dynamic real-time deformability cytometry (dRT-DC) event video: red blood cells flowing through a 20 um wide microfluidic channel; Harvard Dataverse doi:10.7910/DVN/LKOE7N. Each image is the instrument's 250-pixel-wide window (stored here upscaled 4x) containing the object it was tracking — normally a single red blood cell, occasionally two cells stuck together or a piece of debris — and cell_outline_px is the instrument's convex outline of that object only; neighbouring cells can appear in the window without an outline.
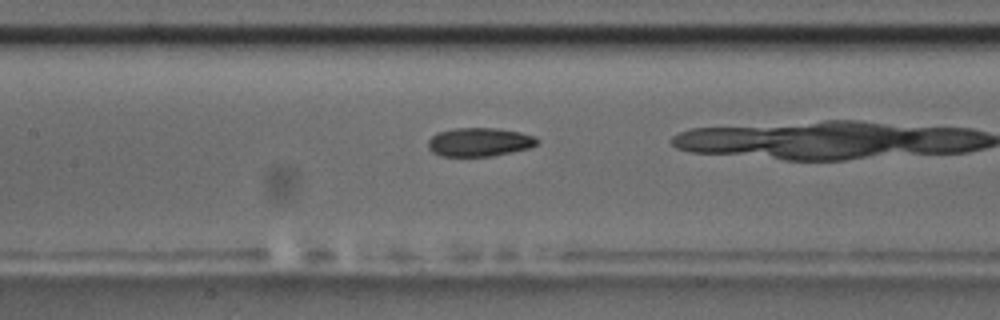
{"species": "common noctule bat (a hibernating species)", "species_latin": "Nyctalus noctula", "temperature_condition": "room temperature", "stored_images_in_passage": 37, "camera_frame_rate_fps": 3000, "um_per_image_px": 0.085, "animal": {"sex": "male", "body_mass_g": 17.5, "forearm_length_mm": 52.3}, "frame": {"image": 1, "passage_image": 22, "time_ms": 7.0, "image_size_px": [1000, 320], "cell_outline_px": [[540, 140], [532, 148], [492, 156], [440, 156], [432, 152], [428, 148], [428, 140], [436, 132], [456, 128], [500, 128], [520, 132], [536, 136]], "centroid_in_image_um": [40.77, 12.07], "position_along_channel_um": 166.6, "area_um2": 18.5}}
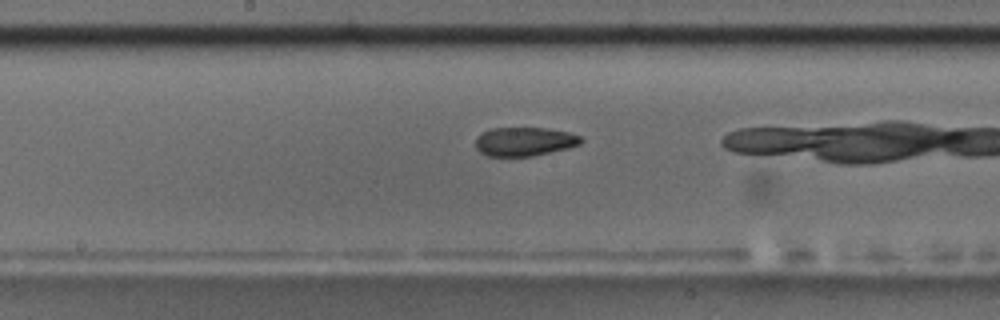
{"frame": {"image": 2, "passage_image": 25, "time_ms": 8.0, "image_size_px": [1000, 320], "cell_outline_px": [[584, 140], [580, 144], [568, 148], [532, 156], [488, 156], [480, 152], [476, 148], [476, 136], [492, 128], [548, 128], [568, 132], [580, 136]], "centroid_in_image_um": [44.58, 12.03], "position_along_channel_um": 203.6, "area_um2": 17.69}}